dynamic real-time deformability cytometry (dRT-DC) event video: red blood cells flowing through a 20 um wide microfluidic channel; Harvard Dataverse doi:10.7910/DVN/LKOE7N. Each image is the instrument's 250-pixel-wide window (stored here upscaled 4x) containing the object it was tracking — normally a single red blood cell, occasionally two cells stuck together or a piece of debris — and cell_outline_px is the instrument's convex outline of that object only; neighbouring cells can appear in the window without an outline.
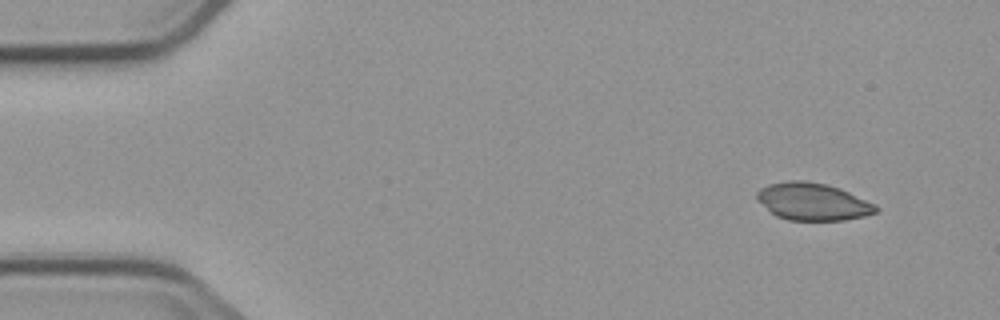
{"species": "common noctule bat (a hibernating species)", "species_latin": "Nyctalus noctula", "temperature_condition": "cold", "stored_images_in_passage": 4, "camera_frame_rate_fps": 3000, "um_per_image_px": 0.085, "animal": {"sex": "male", "body_mass_g": 23.1, "forearm_length_mm": 52.7}, "frame": {"image": 1, "passage_image": 1, "time_ms": 0.0, "image_size_px": [1000, 320], "cell_outline_px": [[880, 208], [876, 212], [864, 216], [844, 220], [788, 220], [776, 216], [756, 200], [756, 192], [760, 188], [768, 184], [788, 180], [804, 180], [824, 184], [840, 188], [876, 204]], "centroid_in_image_um": [69.07, 17.13], "position_along_channel_um": 15.9, "area_um2": 26.01}}
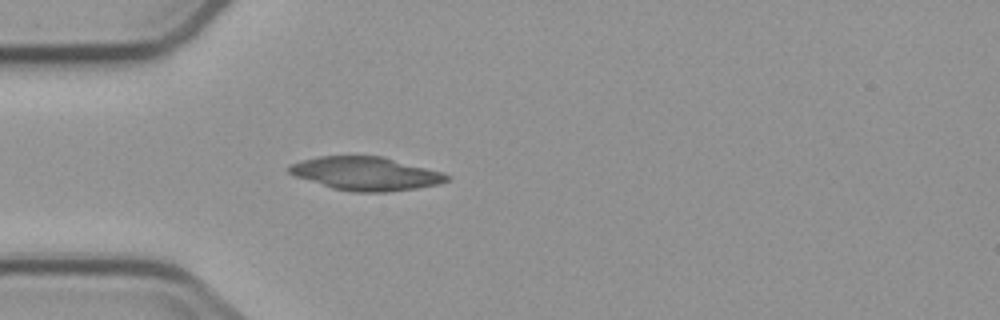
{"frame": {"image": 2, "passage_image": 4, "time_ms": 3.667, "image_size_px": [1000, 320], "cell_outline_px": [[452, 180], [440, 184], [416, 188], [388, 192], [352, 192], [332, 188], [296, 176], [288, 172], [288, 164], [320, 156], [380, 156], [444, 172], [452, 176]], "centroid_in_image_um": [31.15, 14.76], "position_along_channel_um": 53.8, "area_um2": 30.75}}